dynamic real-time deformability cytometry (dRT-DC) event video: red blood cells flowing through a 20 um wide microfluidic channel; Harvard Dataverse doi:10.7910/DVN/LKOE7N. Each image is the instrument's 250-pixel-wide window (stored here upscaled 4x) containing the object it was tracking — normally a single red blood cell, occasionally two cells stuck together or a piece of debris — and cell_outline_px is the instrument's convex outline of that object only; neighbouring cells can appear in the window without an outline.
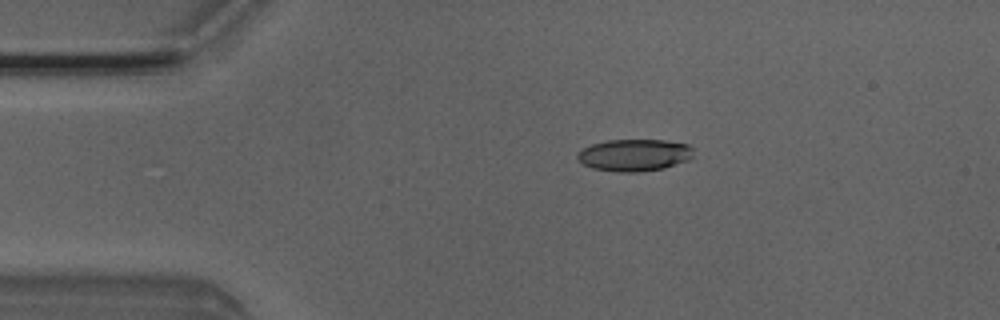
{"species": "Egyptian fruit bat (a non-hibernating species)", "species_latin": "Rousettus aegyptiacus", "temperature_condition": "room temperature", "stored_images_in_passage": 2, "camera_frame_rate_fps": 3000, "um_per_image_px": 0.085, "animal": {"sex": "male"}, "frame": {"image": 1, "passage_image": 1, "time_ms": 0.0, "image_size_px": [1000, 320], "cell_outline_px": [[692, 156], [688, 160], [664, 168], [640, 172], [616, 172], [592, 168], [584, 164], [576, 156], [576, 152], [592, 144], [608, 140], [664, 140], [688, 144], [692, 148]], "centroid_in_image_um": [53.91, 13.18], "position_along_channel_um": 31.1, "area_um2": 21.62}}